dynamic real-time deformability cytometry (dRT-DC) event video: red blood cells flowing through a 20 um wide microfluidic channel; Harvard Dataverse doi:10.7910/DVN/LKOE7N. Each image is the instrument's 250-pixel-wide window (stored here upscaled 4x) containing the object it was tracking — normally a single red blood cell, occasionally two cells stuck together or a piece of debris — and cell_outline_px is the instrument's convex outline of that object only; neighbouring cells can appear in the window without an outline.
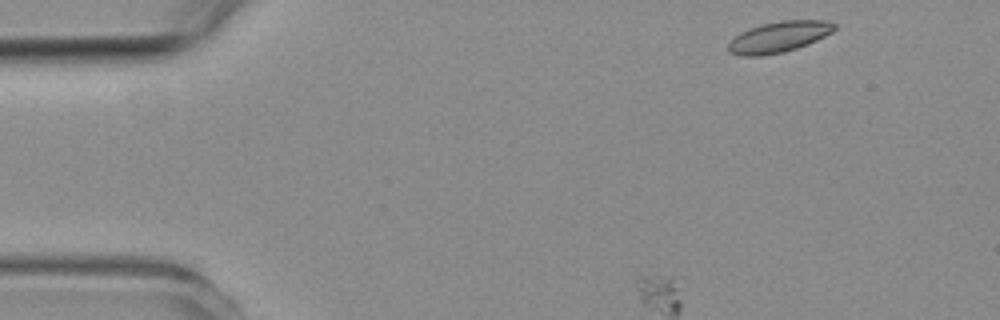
{"species": "common noctule bat (a hibernating species)", "species_latin": "Nyctalus noctula", "temperature_condition": "room temperature", "stored_images_in_passage": 49, "segment_of_instrument_passage": [1, 2], "camera_frame_rate_fps": 3000, "um_per_image_px": 0.085, "animal": {"sex": "female", "body_mass_g": 19.3, "forearm_length_mm": 54.1}, "frame": {"image": 1, "passage_image": 1, "time_ms": 0.0, "image_size_px": [1000, 320], "cell_outline_px": [[836, 28], [832, 32], [808, 44], [784, 52], [760, 56], [740, 56], [728, 52], [728, 44], [740, 32], [764, 24], [780, 20], [828, 20], [836, 24]], "centroid_in_image_um": [66.22, 3.14], "position_along_channel_um": 18.8, "area_um2": 19.02}}